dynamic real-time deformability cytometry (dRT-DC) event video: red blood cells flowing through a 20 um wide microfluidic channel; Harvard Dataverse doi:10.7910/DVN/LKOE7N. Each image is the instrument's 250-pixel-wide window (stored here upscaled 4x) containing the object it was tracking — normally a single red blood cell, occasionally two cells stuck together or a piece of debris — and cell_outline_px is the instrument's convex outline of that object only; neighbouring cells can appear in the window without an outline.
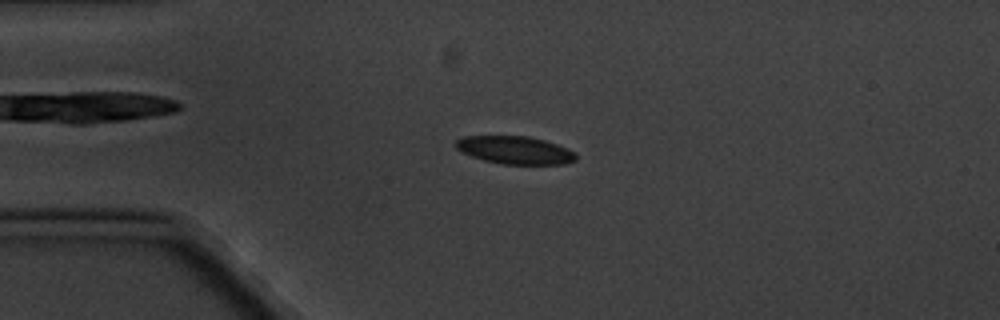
{"species": "common noctule bat (a hibernating species)", "species_latin": "Nyctalus noctula", "temperature_condition": "cold", "stored_images_in_passage": 4, "camera_frame_rate_fps": 3000, "um_per_image_px": 0.085, "animal": {"sex": "male", "body_mass_g": 20.1, "forearm_length_mm": 53.5}, "frame": {"image": 1, "passage_image": 3, "time_ms": 3.333, "image_size_px": [1000, 320], "cell_outline_px": [[576, 160], [564, 164], [504, 164], [484, 160], [460, 152], [452, 144], [456, 140], [464, 136], [528, 136], [544, 140], [568, 148], [576, 152]], "centroid_in_image_um": [43.75, 12.75], "position_along_channel_um": 41.2, "area_um2": 19.59}}